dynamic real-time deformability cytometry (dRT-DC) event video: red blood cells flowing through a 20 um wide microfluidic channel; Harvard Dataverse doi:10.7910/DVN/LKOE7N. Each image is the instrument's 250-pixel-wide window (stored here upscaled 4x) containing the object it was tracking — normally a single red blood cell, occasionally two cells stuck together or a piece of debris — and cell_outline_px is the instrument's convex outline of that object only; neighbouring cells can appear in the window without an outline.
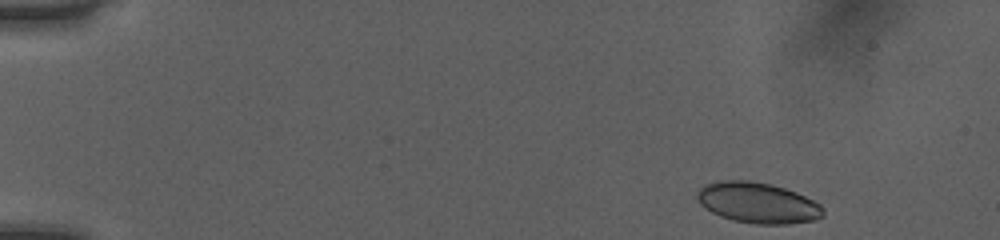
{"species": "human", "species_latin": "Homo sapiens", "temperature_condition": "room temperature", "stored_images_in_passage": 46, "camera_frame_rate_fps": 3000, "um_per_image_px": 0.085, "donor": {"sex": "female"}, "frame": {"image": 1, "passage_image": 1, "time_ms": 0.0, "image_size_px": [1000, 240], "cell_outline_px": [[824, 216], [816, 220], [788, 224], [756, 224], [732, 220], [720, 216], [712, 212], [700, 204], [696, 196], [696, 192], [704, 184], [720, 180], [748, 180], [772, 184], [796, 192], [820, 204], [824, 208]], "centroid_in_image_um": [64.41, 17.24], "position_along_channel_um": 20.6, "area_um2": 30.11}}
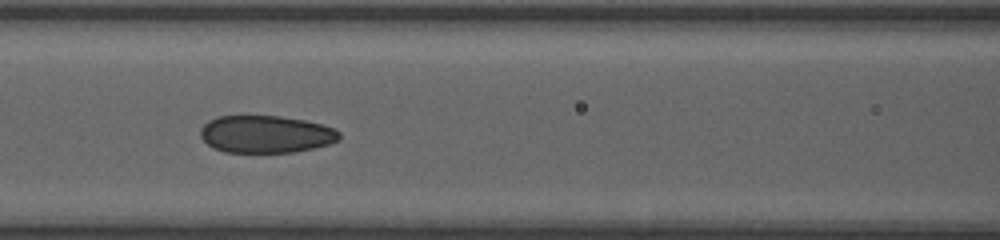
{"frame": {"image": 2, "passage_image": 19, "time_ms": 6.0, "image_size_px": [1000, 240], "cell_outline_px": [[340, 140], [328, 144], [312, 148], [292, 152], [224, 152], [212, 148], [200, 136], [200, 128], [208, 120], [216, 116], [280, 116], [304, 120], [320, 124], [332, 128], [340, 132]], "centroid_in_image_um": [22.56, 11.4], "position_along_channel_um": 144.0, "area_um2": 30.23}}
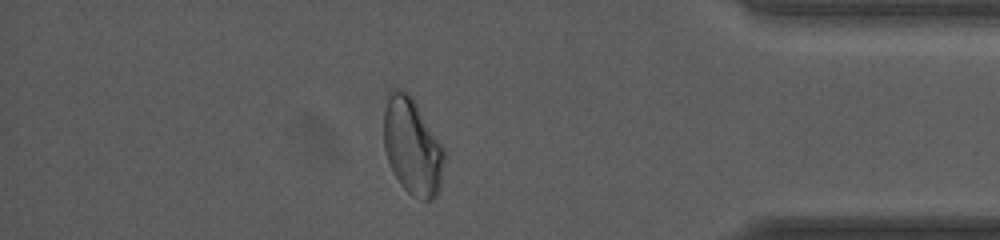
{"frame": {"image": 3, "passage_image": 40, "time_ms": 13.0, "image_size_px": [1000, 240], "cell_outline_px": [[444, 160], [440, 188], [436, 196], [432, 200], [420, 200], [412, 196], [400, 184], [392, 172], [384, 148], [384, 96], [392, 88], [400, 88], [408, 92], [412, 96], [444, 148]], "centroid_in_image_um": [35.02, 12.42], "position_along_channel_um": 400.2, "area_um2": 34.56}, "authors_computed_cell_mechanics": {"area_um2": 30.8652, "velocity_mm_per_s": 4.0508, "shape_relaxation_time_tau1_ms": null, "shape_relaxation_time_tau2_ms": 1.0274, "deformation_change_tau1": null, "deformation_change_tau2": 0.0525}}